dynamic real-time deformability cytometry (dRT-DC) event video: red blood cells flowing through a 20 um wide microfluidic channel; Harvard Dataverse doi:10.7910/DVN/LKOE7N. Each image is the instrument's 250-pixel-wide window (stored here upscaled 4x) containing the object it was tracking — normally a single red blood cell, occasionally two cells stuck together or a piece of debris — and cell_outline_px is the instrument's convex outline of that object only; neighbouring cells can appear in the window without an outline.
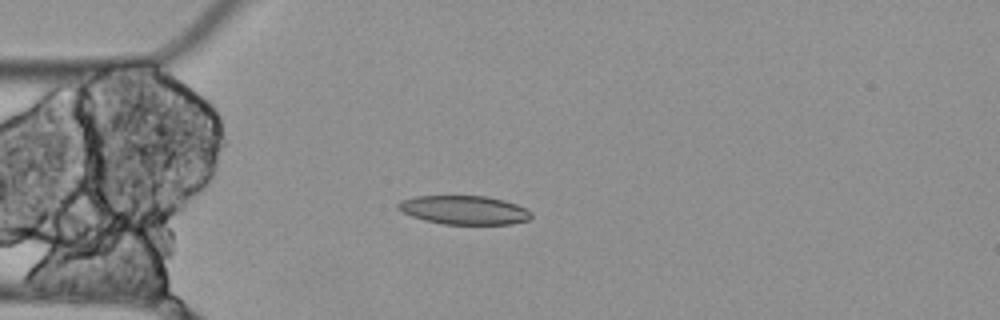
{"species": "Egyptian fruit bat (a non-hibernating species)", "species_latin": "Rousettus aegyptiacus", "temperature_condition": "cold", "stored_images_in_passage": 4, "camera_frame_rate_fps": 3000, "um_per_image_px": 0.085, "animal": {"sex": "female"}, "frame": {"image": 1, "passage_image": 3, "time_ms": 0.667, "image_size_px": [1000, 320], "cell_outline_px": [[532, 216], [528, 220], [512, 224], [444, 224], [424, 220], [400, 212], [396, 208], [396, 204], [400, 200], [416, 196], [488, 196], [504, 200], [516, 204], [532, 212]], "centroid_in_image_um": [39.42, 17.85], "position_along_channel_um": 45.6, "area_um2": 22.48}}